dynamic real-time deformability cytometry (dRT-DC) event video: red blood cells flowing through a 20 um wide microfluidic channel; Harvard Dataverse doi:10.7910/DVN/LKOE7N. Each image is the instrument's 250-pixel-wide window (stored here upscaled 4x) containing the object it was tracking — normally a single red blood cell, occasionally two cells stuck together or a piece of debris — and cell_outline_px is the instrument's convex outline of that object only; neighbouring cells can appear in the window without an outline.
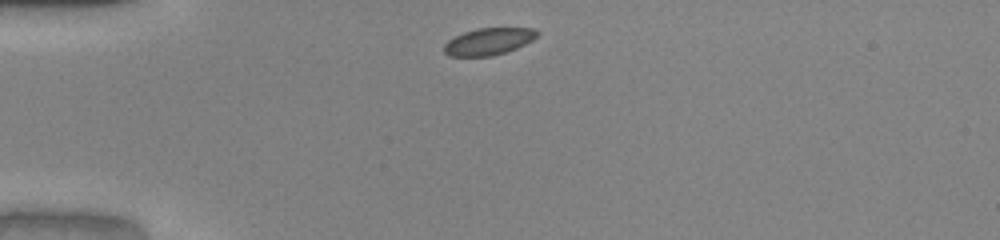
{"species": "common noctule bat (a hibernating species)", "species_latin": "Nyctalus noctula", "temperature_condition": "warm", "stored_images_in_passage": 33, "camera_frame_rate_fps": 3000, "um_per_image_px": 0.085, "animal": {"sex": "male", "body_mass_g": 20.0, "forearm_length_mm": 53.3}, "frame": {"image": 1, "passage_image": 1, "time_ms": 0.0, "image_size_px": [1000, 240], "cell_outline_px": [[540, 32], [532, 40], [516, 48], [492, 56], [448, 56], [444, 52], [444, 44], [448, 40], [464, 32], [476, 28], [532, 28]], "centroid_in_image_um": [41.51, 3.52], "position_along_channel_um": 43.5, "area_um2": 14.51}}
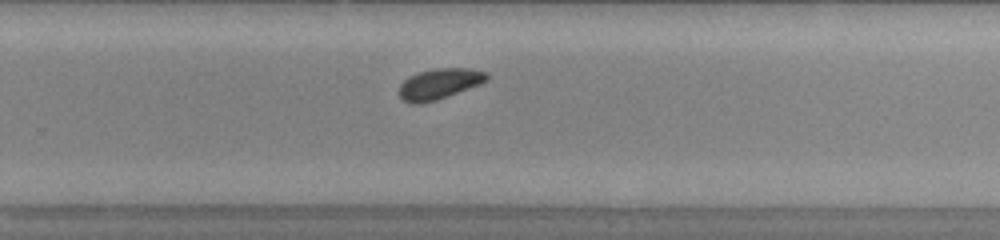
{"frame": {"image": 2, "passage_image": 22, "time_ms": 7.0, "image_size_px": [1000, 240], "cell_outline_px": [[488, 80], [480, 84], [448, 96], [436, 100], [416, 104], [412, 104], [404, 100], [400, 96], [400, 84], [408, 76], [416, 72], [436, 68], [472, 68], [488, 72]], "centroid_in_image_um": [37.36, 7.1], "position_along_channel_um": 292.4, "area_um2": 15.72}}
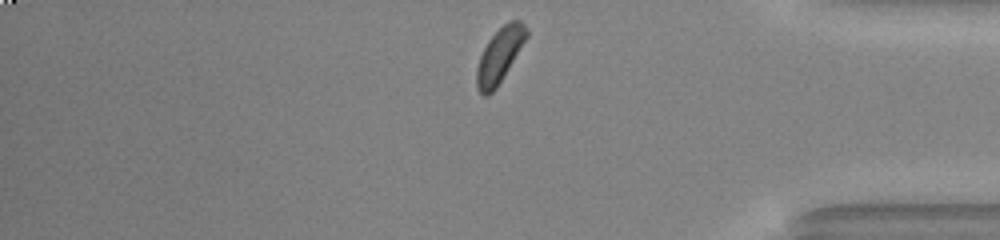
{"frame": {"image": 3, "passage_image": 31, "time_ms": 10.0, "image_size_px": [1000, 240], "cell_outline_px": [[528, 36], [496, 88], [488, 96], [484, 96], [476, 88], [476, 68], [480, 56], [488, 40], [508, 20], [520, 20], [528, 28]], "centroid_in_image_um": [42.46, 4.7], "position_along_channel_um": 392.7, "area_um2": 15.72}, "authors_computed_cell_mechanics": {"area_um2": 15.5482, "velocity_mm_per_s": 3.9996, "shape_relaxation_time_tau1_ms": 2.3945, "shape_relaxation_time_tau2_ms": null, "deformation_change_tau1": 0.0867, "deformation_change_tau2": null}}